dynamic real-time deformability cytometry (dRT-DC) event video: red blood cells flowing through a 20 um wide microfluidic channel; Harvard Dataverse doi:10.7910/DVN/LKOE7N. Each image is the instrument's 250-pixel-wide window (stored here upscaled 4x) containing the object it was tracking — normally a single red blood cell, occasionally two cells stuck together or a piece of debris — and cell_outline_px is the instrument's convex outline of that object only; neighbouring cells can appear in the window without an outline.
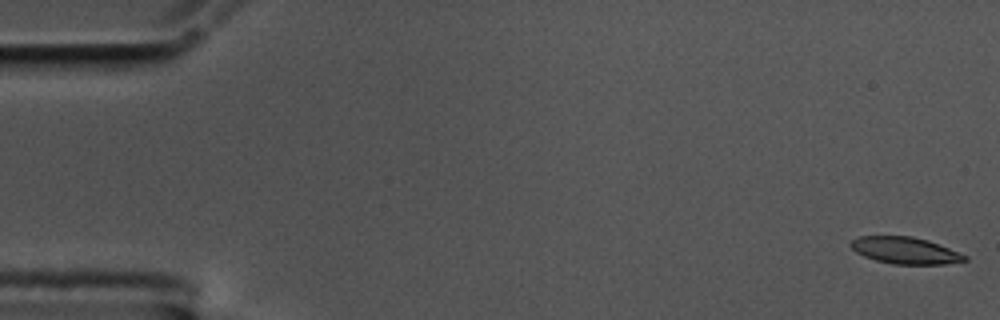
{"species": "common noctule bat (a hibernating species)", "species_latin": "Nyctalus noctula", "temperature_condition": "cold", "stored_images_in_passage": 58, "camera_frame_rate_fps": 3000, "um_per_image_px": 0.085, "animal": {"sex": "male", "body_mass_g": 17.5, "forearm_length_mm": 52.3}, "frame": {"image": 1, "passage_image": 1, "time_ms": 0.0, "image_size_px": [1000, 320], "cell_outline_px": [[968, 260], [944, 264], [892, 264], [876, 260], [864, 256], [856, 252], [848, 244], [852, 240], [860, 236], [912, 236], [928, 240], [968, 256]], "centroid_in_image_um": [76.93, 21.29], "position_along_channel_um": 8.1, "area_um2": 17.69}}
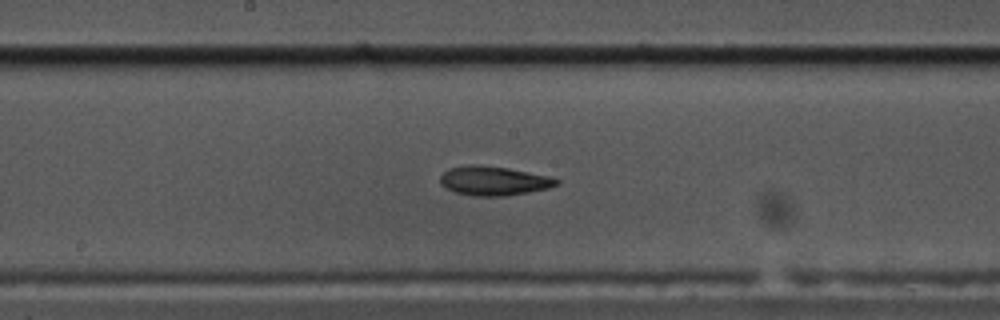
{"frame": {"image": 2, "passage_image": 30, "time_ms": 9.667, "image_size_px": [1000, 320], "cell_outline_px": [[560, 184], [548, 188], [528, 192], [504, 196], [476, 196], [456, 192], [444, 188], [440, 184], [440, 176], [448, 168], [468, 164], [476, 164], [508, 168], [552, 176], [560, 180]], "centroid_in_image_um": [41.97, 15.36], "position_along_channel_um": 206.2, "area_um2": 20.0}}
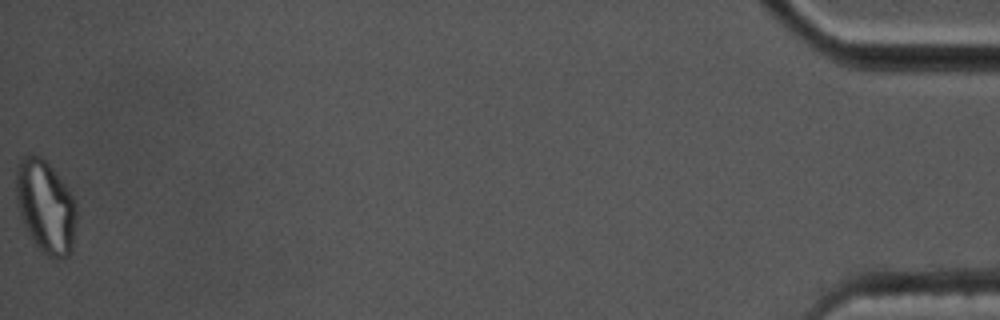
{"frame": {"image": 3, "passage_image": 58, "time_ms": 19.0, "image_size_px": [1000, 320], "cell_outline_px": [[76, 224], [72, 252], [68, 256], [48, 256], [36, 248], [20, 216], [16, 204], [16, 172], [20, 160], [24, 156], [40, 156], [52, 168], [68, 188], [76, 204]], "centroid_in_image_um": [3.88, 17.59], "position_along_channel_um": 431.3, "area_um2": 32.6}, "authors_computed_cell_mechanics": {"area_um2": 19.5364, "velocity_mm_per_s": 3.4768, "shape_relaxation_time_tau1_ms": null, "shape_relaxation_time_tau2_ms": 5.0012, "deformation_change_tau1": null, "deformation_change_tau2": 0.129}}